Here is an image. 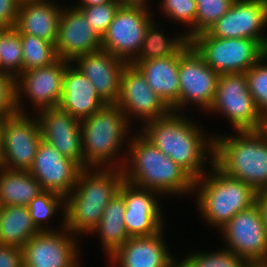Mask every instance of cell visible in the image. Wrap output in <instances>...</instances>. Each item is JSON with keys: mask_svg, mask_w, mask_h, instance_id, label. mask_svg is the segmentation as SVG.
Segmentation results:
<instances>
[{"mask_svg": "<svg viewBox=\"0 0 267 267\" xmlns=\"http://www.w3.org/2000/svg\"><path fill=\"white\" fill-rule=\"evenodd\" d=\"M181 112L182 115L171 111L165 117L145 122L139 132L196 180L205 174L206 158L213 161L214 141L206 140L200 125Z\"/></svg>", "mask_w": 267, "mask_h": 267, "instance_id": "obj_1", "label": "cell"}, {"mask_svg": "<svg viewBox=\"0 0 267 267\" xmlns=\"http://www.w3.org/2000/svg\"><path fill=\"white\" fill-rule=\"evenodd\" d=\"M138 134L131 138L127 136L130 139L127 141L130 158L126 160L123 157L124 181L160 195L167 193L179 196L194 192V179L140 132Z\"/></svg>", "mask_w": 267, "mask_h": 267, "instance_id": "obj_2", "label": "cell"}, {"mask_svg": "<svg viewBox=\"0 0 267 267\" xmlns=\"http://www.w3.org/2000/svg\"><path fill=\"white\" fill-rule=\"evenodd\" d=\"M213 136V163L227 176L267 189V139L260 130L238 131L233 136Z\"/></svg>", "mask_w": 267, "mask_h": 267, "instance_id": "obj_3", "label": "cell"}, {"mask_svg": "<svg viewBox=\"0 0 267 267\" xmlns=\"http://www.w3.org/2000/svg\"><path fill=\"white\" fill-rule=\"evenodd\" d=\"M130 122L116 104H106L80 121L86 168H123L125 161L116 157L120 156Z\"/></svg>", "mask_w": 267, "mask_h": 267, "instance_id": "obj_4", "label": "cell"}, {"mask_svg": "<svg viewBox=\"0 0 267 267\" xmlns=\"http://www.w3.org/2000/svg\"><path fill=\"white\" fill-rule=\"evenodd\" d=\"M210 175L194 180L198 188L197 203L201 216L210 226L221 230L237 213L249 209L256 203L257 192L248 184L227 176L210 161Z\"/></svg>", "mask_w": 267, "mask_h": 267, "instance_id": "obj_5", "label": "cell"}, {"mask_svg": "<svg viewBox=\"0 0 267 267\" xmlns=\"http://www.w3.org/2000/svg\"><path fill=\"white\" fill-rule=\"evenodd\" d=\"M191 46L220 75L246 73L267 51L254 39L217 38L208 32L196 35Z\"/></svg>", "mask_w": 267, "mask_h": 267, "instance_id": "obj_6", "label": "cell"}, {"mask_svg": "<svg viewBox=\"0 0 267 267\" xmlns=\"http://www.w3.org/2000/svg\"><path fill=\"white\" fill-rule=\"evenodd\" d=\"M146 5L122 4L102 36V49L130 64L138 56L147 27L153 21Z\"/></svg>", "mask_w": 267, "mask_h": 267, "instance_id": "obj_7", "label": "cell"}, {"mask_svg": "<svg viewBox=\"0 0 267 267\" xmlns=\"http://www.w3.org/2000/svg\"><path fill=\"white\" fill-rule=\"evenodd\" d=\"M27 113L5 116L0 128V166L10 170H29L42 139L38 119Z\"/></svg>", "mask_w": 267, "mask_h": 267, "instance_id": "obj_8", "label": "cell"}, {"mask_svg": "<svg viewBox=\"0 0 267 267\" xmlns=\"http://www.w3.org/2000/svg\"><path fill=\"white\" fill-rule=\"evenodd\" d=\"M208 111L224 114L236 132L261 128L262 116L249 92L245 73L219 75L215 97Z\"/></svg>", "mask_w": 267, "mask_h": 267, "instance_id": "obj_9", "label": "cell"}, {"mask_svg": "<svg viewBox=\"0 0 267 267\" xmlns=\"http://www.w3.org/2000/svg\"><path fill=\"white\" fill-rule=\"evenodd\" d=\"M219 75L188 41L179 50L180 98L171 110L181 113L192 102L208 112L215 97Z\"/></svg>", "mask_w": 267, "mask_h": 267, "instance_id": "obj_10", "label": "cell"}, {"mask_svg": "<svg viewBox=\"0 0 267 267\" xmlns=\"http://www.w3.org/2000/svg\"><path fill=\"white\" fill-rule=\"evenodd\" d=\"M219 231L224 235L226 249L251 265L267 264V230L257 203L237 213Z\"/></svg>", "mask_w": 267, "mask_h": 267, "instance_id": "obj_11", "label": "cell"}, {"mask_svg": "<svg viewBox=\"0 0 267 267\" xmlns=\"http://www.w3.org/2000/svg\"><path fill=\"white\" fill-rule=\"evenodd\" d=\"M60 229L40 231L23 245V267H81L76 235L65 228V220Z\"/></svg>", "mask_w": 267, "mask_h": 267, "instance_id": "obj_12", "label": "cell"}, {"mask_svg": "<svg viewBox=\"0 0 267 267\" xmlns=\"http://www.w3.org/2000/svg\"><path fill=\"white\" fill-rule=\"evenodd\" d=\"M70 63L59 58L51 65L22 72L16 78L18 112L24 113V101L21 99L26 95L38 111L58 106L62 98L65 70Z\"/></svg>", "mask_w": 267, "mask_h": 267, "instance_id": "obj_13", "label": "cell"}, {"mask_svg": "<svg viewBox=\"0 0 267 267\" xmlns=\"http://www.w3.org/2000/svg\"><path fill=\"white\" fill-rule=\"evenodd\" d=\"M267 0H235L229 10L210 28L217 38H249L267 51Z\"/></svg>", "mask_w": 267, "mask_h": 267, "instance_id": "obj_14", "label": "cell"}, {"mask_svg": "<svg viewBox=\"0 0 267 267\" xmlns=\"http://www.w3.org/2000/svg\"><path fill=\"white\" fill-rule=\"evenodd\" d=\"M116 105L128 121L134 116L142 118L144 123L165 117L172 111L149 87L145 77L132 64H127L123 69Z\"/></svg>", "mask_w": 267, "mask_h": 267, "instance_id": "obj_15", "label": "cell"}, {"mask_svg": "<svg viewBox=\"0 0 267 267\" xmlns=\"http://www.w3.org/2000/svg\"><path fill=\"white\" fill-rule=\"evenodd\" d=\"M119 192L126 204L124 226L129 237L152 236L163 230L165 219L156 200L158 192L133 186L126 181L121 184Z\"/></svg>", "mask_w": 267, "mask_h": 267, "instance_id": "obj_16", "label": "cell"}, {"mask_svg": "<svg viewBox=\"0 0 267 267\" xmlns=\"http://www.w3.org/2000/svg\"><path fill=\"white\" fill-rule=\"evenodd\" d=\"M82 169L77 162L63 156L41 139L33 164L28 171L40 183L42 190L66 197L73 191Z\"/></svg>", "mask_w": 267, "mask_h": 267, "instance_id": "obj_17", "label": "cell"}, {"mask_svg": "<svg viewBox=\"0 0 267 267\" xmlns=\"http://www.w3.org/2000/svg\"><path fill=\"white\" fill-rule=\"evenodd\" d=\"M36 115L42 139L63 156L71 158L82 168H86L82 151L80 120L59 106L37 111Z\"/></svg>", "mask_w": 267, "mask_h": 267, "instance_id": "obj_18", "label": "cell"}, {"mask_svg": "<svg viewBox=\"0 0 267 267\" xmlns=\"http://www.w3.org/2000/svg\"><path fill=\"white\" fill-rule=\"evenodd\" d=\"M67 9H62L55 46L58 58L72 62L102 49V38L77 8Z\"/></svg>", "mask_w": 267, "mask_h": 267, "instance_id": "obj_19", "label": "cell"}, {"mask_svg": "<svg viewBox=\"0 0 267 267\" xmlns=\"http://www.w3.org/2000/svg\"><path fill=\"white\" fill-rule=\"evenodd\" d=\"M85 75L106 104H116L120 92V80L123 69L128 64L100 49L75 58L71 64Z\"/></svg>", "mask_w": 267, "mask_h": 267, "instance_id": "obj_20", "label": "cell"}, {"mask_svg": "<svg viewBox=\"0 0 267 267\" xmlns=\"http://www.w3.org/2000/svg\"><path fill=\"white\" fill-rule=\"evenodd\" d=\"M163 230L147 237H130L109 261L119 267H168L174 260L165 245Z\"/></svg>", "mask_w": 267, "mask_h": 267, "instance_id": "obj_21", "label": "cell"}, {"mask_svg": "<svg viewBox=\"0 0 267 267\" xmlns=\"http://www.w3.org/2000/svg\"><path fill=\"white\" fill-rule=\"evenodd\" d=\"M105 105L90 80L70 63L65 70L62 98L58 106L81 121Z\"/></svg>", "mask_w": 267, "mask_h": 267, "instance_id": "obj_22", "label": "cell"}, {"mask_svg": "<svg viewBox=\"0 0 267 267\" xmlns=\"http://www.w3.org/2000/svg\"><path fill=\"white\" fill-rule=\"evenodd\" d=\"M52 1L20 2L15 25L20 34L33 35L55 44L62 7Z\"/></svg>", "mask_w": 267, "mask_h": 267, "instance_id": "obj_23", "label": "cell"}, {"mask_svg": "<svg viewBox=\"0 0 267 267\" xmlns=\"http://www.w3.org/2000/svg\"><path fill=\"white\" fill-rule=\"evenodd\" d=\"M145 77L149 87L172 109L179 101V51L165 58L132 61Z\"/></svg>", "mask_w": 267, "mask_h": 267, "instance_id": "obj_24", "label": "cell"}, {"mask_svg": "<svg viewBox=\"0 0 267 267\" xmlns=\"http://www.w3.org/2000/svg\"><path fill=\"white\" fill-rule=\"evenodd\" d=\"M95 170L94 168H83L79 172L73 191L84 202L107 205L119 192V188L124 182L123 171L118 168H95Z\"/></svg>", "mask_w": 267, "mask_h": 267, "instance_id": "obj_25", "label": "cell"}, {"mask_svg": "<svg viewBox=\"0 0 267 267\" xmlns=\"http://www.w3.org/2000/svg\"><path fill=\"white\" fill-rule=\"evenodd\" d=\"M126 204L118 192L105 207L102 219L92 233H99L107 258L113 255L130 237L124 226Z\"/></svg>", "mask_w": 267, "mask_h": 267, "instance_id": "obj_26", "label": "cell"}, {"mask_svg": "<svg viewBox=\"0 0 267 267\" xmlns=\"http://www.w3.org/2000/svg\"><path fill=\"white\" fill-rule=\"evenodd\" d=\"M40 183L28 170H10L0 166V203L3 206H27L42 192Z\"/></svg>", "mask_w": 267, "mask_h": 267, "instance_id": "obj_27", "label": "cell"}, {"mask_svg": "<svg viewBox=\"0 0 267 267\" xmlns=\"http://www.w3.org/2000/svg\"><path fill=\"white\" fill-rule=\"evenodd\" d=\"M40 231L33 224L27 206H3L0 212V245L23 247Z\"/></svg>", "mask_w": 267, "mask_h": 267, "instance_id": "obj_28", "label": "cell"}, {"mask_svg": "<svg viewBox=\"0 0 267 267\" xmlns=\"http://www.w3.org/2000/svg\"><path fill=\"white\" fill-rule=\"evenodd\" d=\"M107 205L84 202L74 191L65 197V228L73 235L89 233L98 225ZM79 233V234H78Z\"/></svg>", "mask_w": 267, "mask_h": 267, "instance_id": "obj_29", "label": "cell"}, {"mask_svg": "<svg viewBox=\"0 0 267 267\" xmlns=\"http://www.w3.org/2000/svg\"><path fill=\"white\" fill-rule=\"evenodd\" d=\"M167 39L153 21L148 25L141 50L133 61H144L175 55L187 42L185 34Z\"/></svg>", "mask_w": 267, "mask_h": 267, "instance_id": "obj_30", "label": "cell"}, {"mask_svg": "<svg viewBox=\"0 0 267 267\" xmlns=\"http://www.w3.org/2000/svg\"><path fill=\"white\" fill-rule=\"evenodd\" d=\"M0 72L15 78L23 72L21 34L16 28L0 31Z\"/></svg>", "mask_w": 267, "mask_h": 267, "instance_id": "obj_31", "label": "cell"}, {"mask_svg": "<svg viewBox=\"0 0 267 267\" xmlns=\"http://www.w3.org/2000/svg\"><path fill=\"white\" fill-rule=\"evenodd\" d=\"M23 72L45 67L59 58L55 44L29 34H21Z\"/></svg>", "mask_w": 267, "mask_h": 267, "instance_id": "obj_32", "label": "cell"}, {"mask_svg": "<svg viewBox=\"0 0 267 267\" xmlns=\"http://www.w3.org/2000/svg\"><path fill=\"white\" fill-rule=\"evenodd\" d=\"M63 206L65 208V197L61 194L43 190L28 205L33 224L39 231H51L48 224L58 209ZM49 228V229H48Z\"/></svg>", "mask_w": 267, "mask_h": 267, "instance_id": "obj_33", "label": "cell"}, {"mask_svg": "<svg viewBox=\"0 0 267 267\" xmlns=\"http://www.w3.org/2000/svg\"><path fill=\"white\" fill-rule=\"evenodd\" d=\"M267 53L263 55L246 73L249 92L259 111L267 115ZM265 63V64H264Z\"/></svg>", "mask_w": 267, "mask_h": 267, "instance_id": "obj_34", "label": "cell"}, {"mask_svg": "<svg viewBox=\"0 0 267 267\" xmlns=\"http://www.w3.org/2000/svg\"><path fill=\"white\" fill-rule=\"evenodd\" d=\"M201 252V253H200ZM184 258L189 267H250L244 258L226 248L211 253L200 251Z\"/></svg>", "mask_w": 267, "mask_h": 267, "instance_id": "obj_35", "label": "cell"}, {"mask_svg": "<svg viewBox=\"0 0 267 267\" xmlns=\"http://www.w3.org/2000/svg\"><path fill=\"white\" fill-rule=\"evenodd\" d=\"M197 4L194 37L208 32L210 28L229 10L235 0H195Z\"/></svg>", "mask_w": 267, "mask_h": 267, "instance_id": "obj_36", "label": "cell"}, {"mask_svg": "<svg viewBox=\"0 0 267 267\" xmlns=\"http://www.w3.org/2000/svg\"><path fill=\"white\" fill-rule=\"evenodd\" d=\"M161 11L167 17L184 23L191 29L186 31L185 36L188 41L194 37V24L196 23L197 4L195 0H162Z\"/></svg>", "mask_w": 267, "mask_h": 267, "instance_id": "obj_37", "label": "cell"}, {"mask_svg": "<svg viewBox=\"0 0 267 267\" xmlns=\"http://www.w3.org/2000/svg\"><path fill=\"white\" fill-rule=\"evenodd\" d=\"M123 3L114 0L113 2L104 3L100 5L75 7L77 8L85 17L86 21L94 29V31L102 36L108 30L110 23L112 22L118 8Z\"/></svg>", "mask_w": 267, "mask_h": 267, "instance_id": "obj_38", "label": "cell"}, {"mask_svg": "<svg viewBox=\"0 0 267 267\" xmlns=\"http://www.w3.org/2000/svg\"><path fill=\"white\" fill-rule=\"evenodd\" d=\"M17 112L16 78L0 72V115L5 117Z\"/></svg>", "mask_w": 267, "mask_h": 267, "instance_id": "obj_39", "label": "cell"}, {"mask_svg": "<svg viewBox=\"0 0 267 267\" xmlns=\"http://www.w3.org/2000/svg\"><path fill=\"white\" fill-rule=\"evenodd\" d=\"M20 0H0V29L15 28Z\"/></svg>", "mask_w": 267, "mask_h": 267, "instance_id": "obj_40", "label": "cell"}, {"mask_svg": "<svg viewBox=\"0 0 267 267\" xmlns=\"http://www.w3.org/2000/svg\"><path fill=\"white\" fill-rule=\"evenodd\" d=\"M0 267H23L22 248L0 245Z\"/></svg>", "mask_w": 267, "mask_h": 267, "instance_id": "obj_41", "label": "cell"}, {"mask_svg": "<svg viewBox=\"0 0 267 267\" xmlns=\"http://www.w3.org/2000/svg\"><path fill=\"white\" fill-rule=\"evenodd\" d=\"M256 203L258 204L265 228L267 230V189L257 192Z\"/></svg>", "mask_w": 267, "mask_h": 267, "instance_id": "obj_42", "label": "cell"}, {"mask_svg": "<svg viewBox=\"0 0 267 267\" xmlns=\"http://www.w3.org/2000/svg\"><path fill=\"white\" fill-rule=\"evenodd\" d=\"M113 1L114 0H80L81 5L79 3H77L76 5H74V7L100 5V4L109 3V2H113Z\"/></svg>", "mask_w": 267, "mask_h": 267, "instance_id": "obj_43", "label": "cell"}, {"mask_svg": "<svg viewBox=\"0 0 267 267\" xmlns=\"http://www.w3.org/2000/svg\"><path fill=\"white\" fill-rule=\"evenodd\" d=\"M168 267H189L187 265V263L184 261V260H181V261H177V260H173L169 265Z\"/></svg>", "mask_w": 267, "mask_h": 267, "instance_id": "obj_44", "label": "cell"}, {"mask_svg": "<svg viewBox=\"0 0 267 267\" xmlns=\"http://www.w3.org/2000/svg\"><path fill=\"white\" fill-rule=\"evenodd\" d=\"M260 131L263 133V135L267 139V115L262 117V124H261Z\"/></svg>", "mask_w": 267, "mask_h": 267, "instance_id": "obj_45", "label": "cell"}, {"mask_svg": "<svg viewBox=\"0 0 267 267\" xmlns=\"http://www.w3.org/2000/svg\"><path fill=\"white\" fill-rule=\"evenodd\" d=\"M122 2L123 4H128V3H147L148 0H118Z\"/></svg>", "mask_w": 267, "mask_h": 267, "instance_id": "obj_46", "label": "cell"}, {"mask_svg": "<svg viewBox=\"0 0 267 267\" xmlns=\"http://www.w3.org/2000/svg\"><path fill=\"white\" fill-rule=\"evenodd\" d=\"M250 267H267V264H254L251 265Z\"/></svg>", "mask_w": 267, "mask_h": 267, "instance_id": "obj_47", "label": "cell"}, {"mask_svg": "<svg viewBox=\"0 0 267 267\" xmlns=\"http://www.w3.org/2000/svg\"><path fill=\"white\" fill-rule=\"evenodd\" d=\"M3 116L2 115H0V128H1V124H2V120H3Z\"/></svg>", "mask_w": 267, "mask_h": 267, "instance_id": "obj_48", "label": "cell"}, {"mask_svg": "<svg viewBox=\"0 0 267 267\" xmlns=\"http://www.w3.org/2000/svg\"><path fill=\"white\" fill-rule=\"evenodd\" d=\"M21 2L23 1H41V0H20Z\"/></svg>", "mask_w": 267, "mask_h": 267, "instance_id": "obj_49", "label": "cell"}]
</instances>
